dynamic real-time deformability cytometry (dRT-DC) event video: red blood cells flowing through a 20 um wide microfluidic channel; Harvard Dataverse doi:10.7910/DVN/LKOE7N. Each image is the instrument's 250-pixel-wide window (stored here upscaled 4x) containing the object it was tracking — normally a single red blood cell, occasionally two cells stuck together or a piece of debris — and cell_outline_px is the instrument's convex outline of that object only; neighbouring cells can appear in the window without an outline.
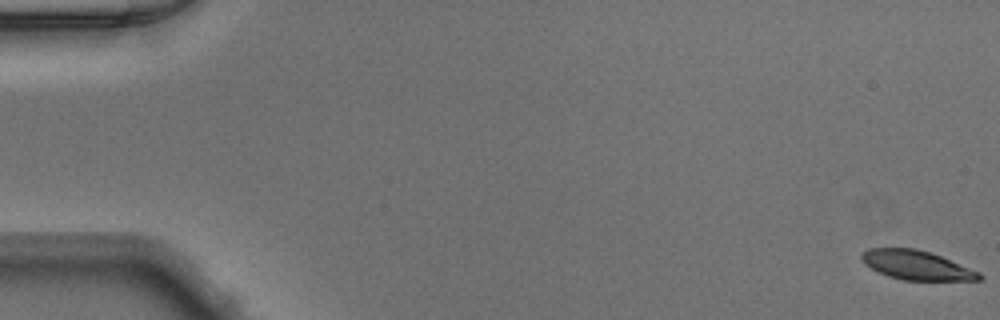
{"species": "Egyptian fruit bat (a non-hibernating species)", "species_latin": "Rousettus aegyptiacus", "temperature_condition": "warm", "stored_images_in_passage": 51, "camera_frame_rate_fps": 3000, "um_per_image_px": 0.085, "animal": {"sex": "male"}, "frame": {"image": 1, "passage_image": 1, "time_ms": 0.0, "image_size_px": [1000, 320], "cell_outline_px": [[984, 276], [980, 280], [904, 280], [888, 276], [864, 264], [860, 260], [860, 252], [868, 248], [916, 248], [940, 256], [980, 272]], "centroid_in_image_um": [77.87, 22.53], "position_along_channel_um": 7.1, "area_um2": 19.94}}
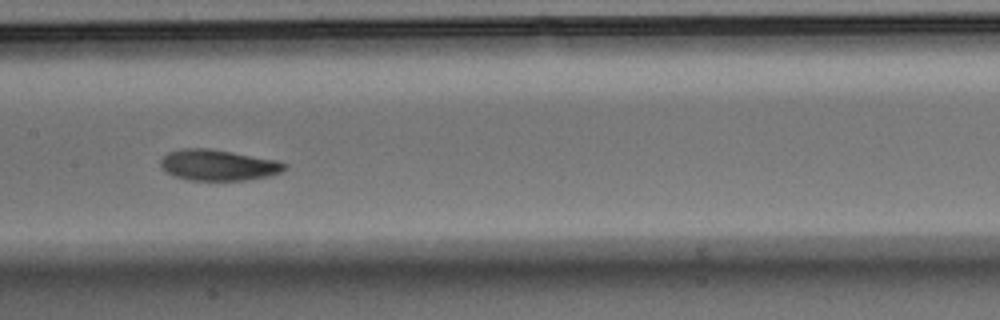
{"frame": {"image": 2, "passage_image": 26, "time_ms": 8.333, "image_size_px": [1000, 320], "cell_outline_px": [[288, 168], [280, 172], [268, 176], [244, 180], [188, 180], [172, 176], [164, 172], [160, 168], [160, 160], [168, 152], [184, 148], [208, 148], [232, 152], [276, 160], [288, 164]], "centroid_in_image_um": [18.5, 14.04], "position_along_channel_um": 188.9, "area_um2": 22.48}}
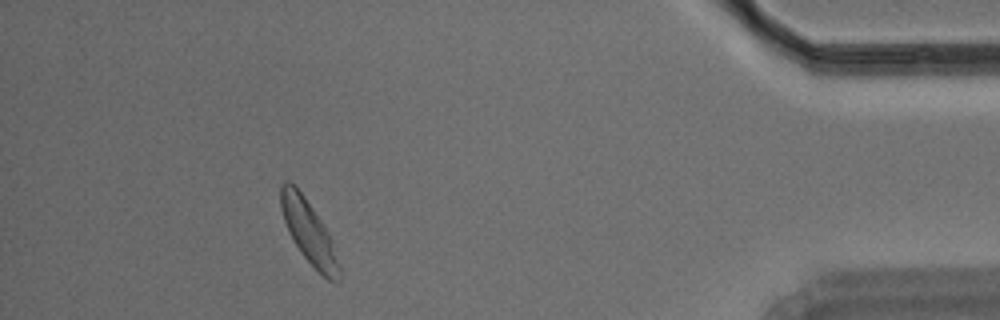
{"frame": {"image": 3, "passage_image": 46, "time_ms": 15.0, "image_size_px": [1000, 320], "cell_outline_px": [[340, 280], [336, 284], [328, 280], [300, 252], [292, 240], [284, 220], [280, 208], [280, 184], [284, 180], [288, 180], [304, 196], [328, 232], [332, 240], [340, 268]], "centroid_in_image_um": [26.24, 19.73], "position_along_channel_um": 409.0, "area_um2": 21.15}}